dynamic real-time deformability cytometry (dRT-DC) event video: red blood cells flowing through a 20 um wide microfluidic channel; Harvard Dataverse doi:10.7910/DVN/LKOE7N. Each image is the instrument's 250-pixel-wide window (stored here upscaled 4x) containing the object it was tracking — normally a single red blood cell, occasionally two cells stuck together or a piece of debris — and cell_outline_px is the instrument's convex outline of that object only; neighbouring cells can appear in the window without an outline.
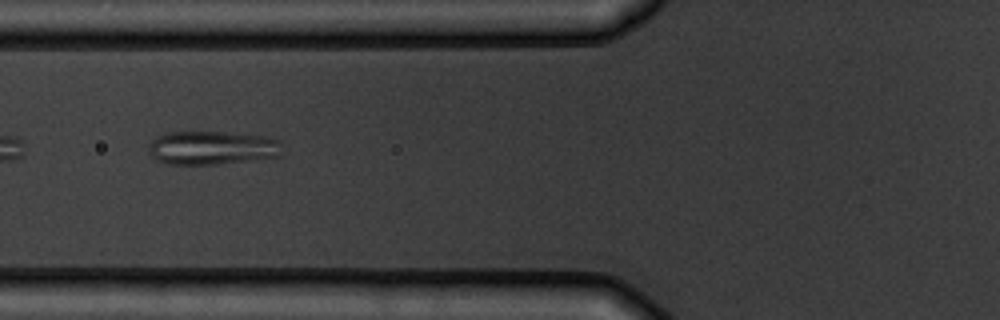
{"species": "common noctule bat (a hibernating species)", "species_latin": "Nyctalus noctula", "temperature_condition": "warm", "stored_images_in_passage": 10, "camera_frame_rate_fps": 3000, "um_per_image_px": 0.085, "animal": {"sex": "male", "body_mass_g": 19.5, "forearm_length_mm": 54.6}, "frame": {"image": 1, "passage_image": 5, "time_ms": 5.333, "image_size_px": [1000, 320], "cell_outline_px": [[280, 156], [216, 164], [168, 164], [156, 160], [148, 152], [148, 148], [152, 140], [156, 136], [168, 132], [224, 132], [264, 136], [280, 140]], "centroid_in_image_um": [17.98, 12.56], "position_along_channel_um": 107.8, "area_um2": 26.07}}
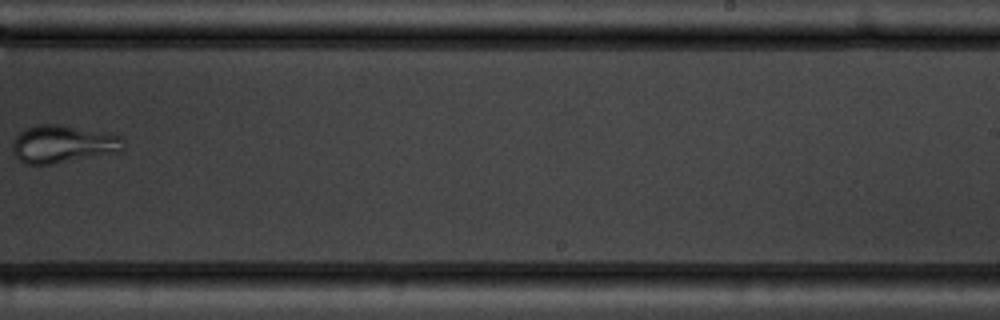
{"frame": {"image": 2, "passage_image": 9, "time_ms": 10.0, "image_size_px": [1000, 320], "cell_outline_px": [[124, 148], [120, 152], [52, 164], [28, 164], [20, 160], [16, 156], [12, 148], [12, 144], [16, 136], [20, 132], [36, 124], [60, 124], [108, 132], [120, 136], [124, 140]], "centroid_in_image_um": [5.39, 12.23], "position_along_channel_um": 283.6, "area_um2": 24.51}}
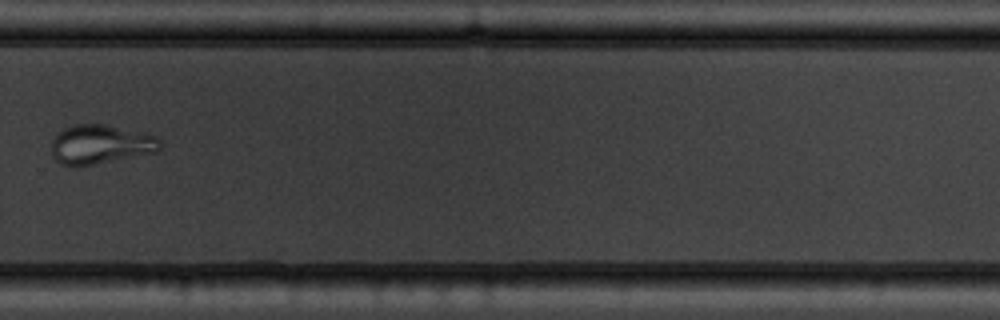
{"frame": {"image": 3, "passage_image": 10, "time_ms": 11.0, "image_size_px": [1000, 320], "cell_outline_px": [[160, 148], [156, 152], [76, 168], [60, 164], [52, 156], [52, 140], [64, 128], [72, 124], [104, 124], [144, 132], [156, 136], [160, 140]], "centroid_in_image_um": [8.53, 12.28], "position_along_channel_um": 321.3, "area_um2": 25.09}}